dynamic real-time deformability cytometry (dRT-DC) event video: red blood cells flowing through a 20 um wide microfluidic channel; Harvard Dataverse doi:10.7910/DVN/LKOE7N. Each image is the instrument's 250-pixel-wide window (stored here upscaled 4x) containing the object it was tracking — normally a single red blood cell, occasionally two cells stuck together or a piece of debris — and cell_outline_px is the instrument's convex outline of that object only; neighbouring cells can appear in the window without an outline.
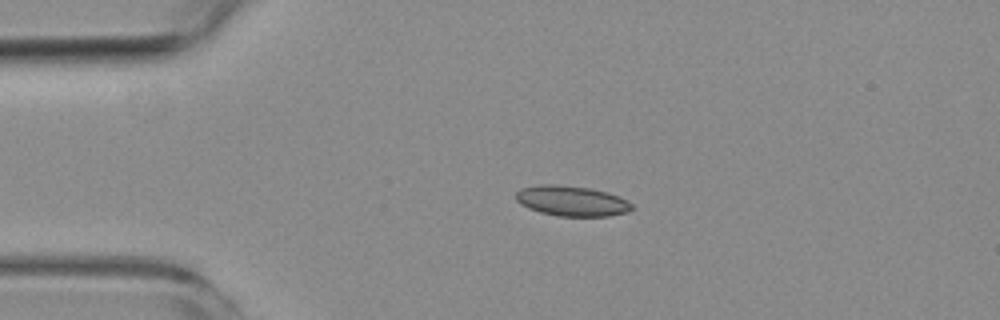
{"species": "common noctule bat (a hibernating species)", "species_latin": "Nyctalus noctula", "temperature_condition": "room temperature", "stored_images_in_passage": 5, "camera_frame_rate_fps": 3000, "um_per_image_px": 0.085, "animal": {"sex": "female", "body_mass_g": 19.3, "forearm_length_mm": 54.1}, "frame": {"image": 1, "passage_image": 3, "time_ms": 2.667, "image_size_px": [1000, 320], "cell_outline_px": [[632, 208], [628, 212], [608, 216], [556, 216], [540, 212], [528, 208], [520, 204], [516, 200], [516, 192], [520, 188], [540, 184], [552, 184], [588, 188], [608, 192], [620, 196], [632, 204]], "centroid_in_image_um": [48.58, 17.08], "position_along_channel_um": 36.4, "area_um2": 20.52}}
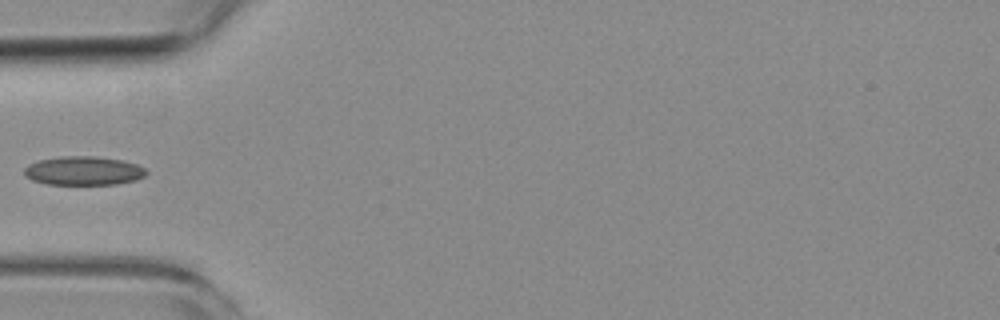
{"frame": {"image": 2, "passage_image": 5, "time_ms": 4.667, "image_size_px": [1000, 320], "cell_outline_px": [[148, 172], [144, 176], [136, 180], [116, 184], [48, 184], [32, 180], [24, 176], [24, 168], [28, 164], [40, 160], [60, 156], [92, 156], [120, 160], [136, 164], [144, 168]], "centroid_in_image_um": [7.07, 14.52], "position_along_channel_um": 77.9, "area_um2": 20.4}}